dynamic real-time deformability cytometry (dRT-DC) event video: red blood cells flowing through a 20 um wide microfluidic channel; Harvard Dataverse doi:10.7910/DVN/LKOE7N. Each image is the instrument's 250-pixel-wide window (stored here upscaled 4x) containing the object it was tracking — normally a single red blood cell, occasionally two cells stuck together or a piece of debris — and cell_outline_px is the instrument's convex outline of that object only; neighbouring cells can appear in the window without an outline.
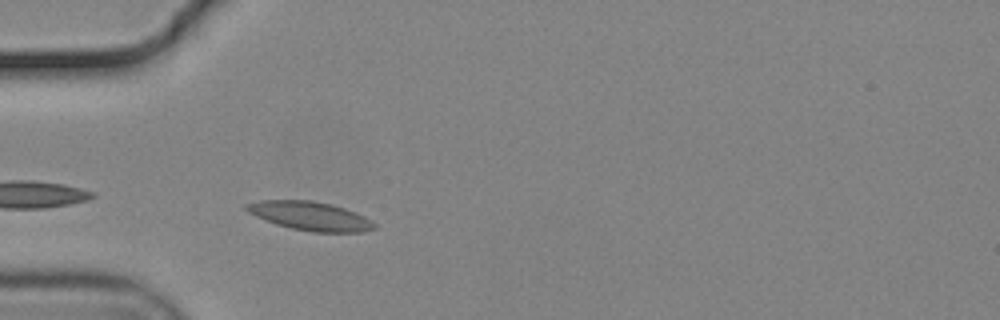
{"species": "common noctule bat (a hibernating species)", "species_latin": "Nyctalus noctula", "temperature_condition": "cold", "stored_images_in_passage": 6, "camera_frame_rate_fps": 3000, "um_per_image_px": 0.085, "animal": {"sex": "male", "body_mass_g": 19.2, "forearm_length_mm": 51.8}, "frame": {"image": 1, "passage_image": 2, "time_ms": 0.333, "image_size_px": [1000, 320], "cell_outline_px": [[376, 228], [360, 232], [312, 232], [292, 228], [276, 224], [256, 216], [248, 212], [244, 208], [244, 204], [260, 200], [312, 200], [332, 204], [356, 212], [372, 220], [376, 224]], "centroid_in_image_um": [26.37, 18.35], "position_along_channel_um": 58.6, "area_um2": 21.5}}